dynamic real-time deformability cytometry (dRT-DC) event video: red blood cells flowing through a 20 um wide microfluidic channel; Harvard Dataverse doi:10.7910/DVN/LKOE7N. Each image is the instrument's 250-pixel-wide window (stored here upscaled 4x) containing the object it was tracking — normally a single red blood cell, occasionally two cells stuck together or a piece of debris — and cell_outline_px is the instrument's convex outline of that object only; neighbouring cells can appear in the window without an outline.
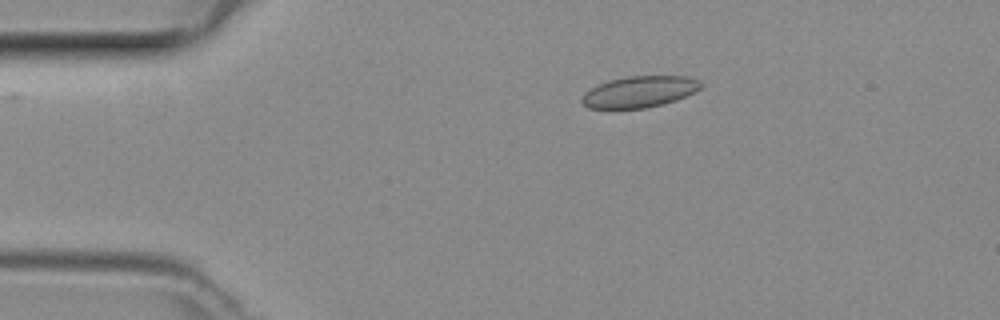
{"species": "common noctule bat (a hibernating species)", "species_latin": "Nyctalus noctula", "temperature_condition": "room temperature", "stored_images_in_passage": 40, "camera_frame_rate_fps": 3000, "um_per_image_px": 0.085, "animal": {"sex": "female", "body_mass_g": 29.2, "forearm_length_mm": 56.3}, "frame": {"image": 1, "passage_image": 1, "time_ms": 0.0, "image_size_px": [1000, 320], "cell_outline_px": [[704, 84], [696, 92], [676, 100], [664, 104], [644, 108], [588, 108], [580, 100], [584, 92], [608, 80], [628, 76], [688, 76], [700, 80]], "centroid_in_image_um": [54.4, 7.79], "position_along_channel_um": 30.6, "area_um2": 21.79}}
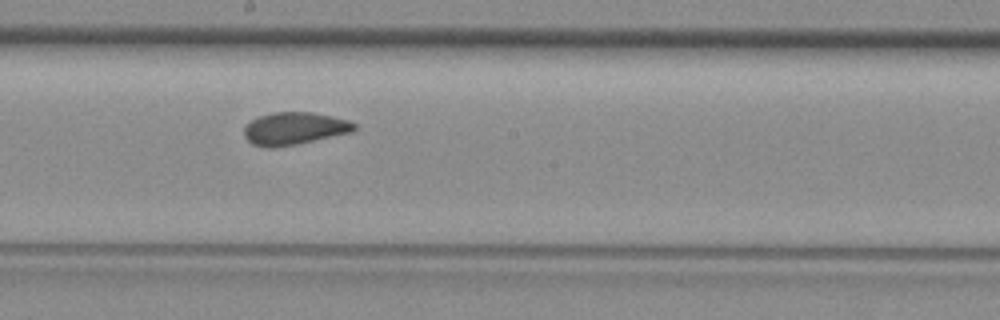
{"frame": {"image": 2, "passage_image": 18, "time_ms": 5.667, "image_size_px": [1000, 320], "cell_outline_px": [[356, 128], [352, 132], [296, 144], [272, 148], [268, 148], [252, 144], [244, 136], [244, 128], [252, 120], [260, 116], [272, 112], [312, 112], [332, 116], [348, 120], [356, 124]], "centroid_in_image_um": [25.02, 10.92], "position_along_channel_um": 223.2, "area_um2": 20.75}}
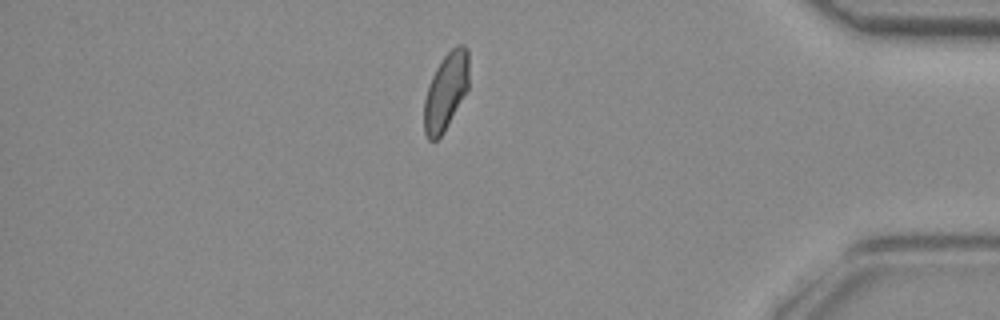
{"frame": {"image": 3, "passage_image": 33, "time_ms": 10.667, "image_size_px": [1000, 320], "cell_outline_px": [[468, 88], [444, 132], [436, 140], [428, 140], [424, 132], [424, 100], [428, 84], [440, 60], [456, 44], [464, 44], [468, 48]], "centroid_in_image_um": [37.89, 7.74], "position_along_channel_um": 397.3, "area_um2": 20.17}}